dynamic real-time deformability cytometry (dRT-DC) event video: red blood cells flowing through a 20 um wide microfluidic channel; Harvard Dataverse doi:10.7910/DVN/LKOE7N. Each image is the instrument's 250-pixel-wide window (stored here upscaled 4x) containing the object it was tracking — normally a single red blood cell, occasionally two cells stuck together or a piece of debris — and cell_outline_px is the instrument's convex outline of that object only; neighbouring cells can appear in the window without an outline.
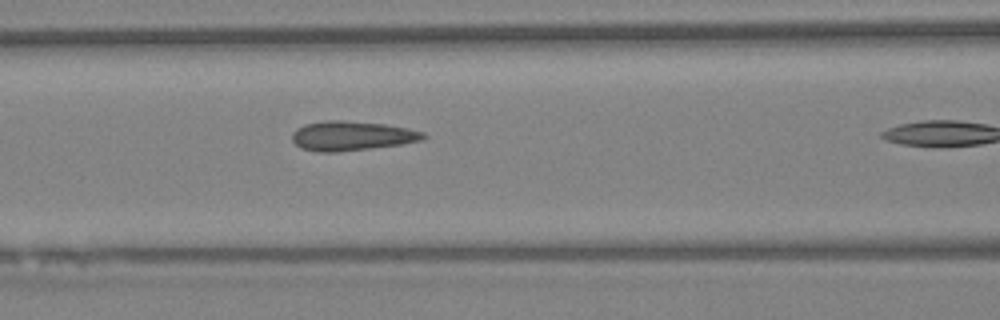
{"species": "Egyptian fruit bat (a non-hibernating species)", "species_latin": "Rousettus aegyptiacus", "temperature_condition": "warm", "stored_images_in_passage": 12, "camera_frame_rate_fps": 3000, "um_per_image_px": 0.085, "animal": {"sex": "female"}, "frame": {"image": 1, "passage_image": 9, "time_ms": 2.667, "image_size_px": [1000, 320], "cell_outline_px": [[428, 136], [424, 140], [400, 144], [336, 152], [316, 152], [300, 148], [292, 140], [292, 132], [296, 128], [304, 124], [324, 120], [340, 120], [384, 124], [408, 128], [424, 132]], "centroid_in_image_um": [29.87, 11.54], "position_along_channel_um": 136.7, "area_um2": 22.6}}